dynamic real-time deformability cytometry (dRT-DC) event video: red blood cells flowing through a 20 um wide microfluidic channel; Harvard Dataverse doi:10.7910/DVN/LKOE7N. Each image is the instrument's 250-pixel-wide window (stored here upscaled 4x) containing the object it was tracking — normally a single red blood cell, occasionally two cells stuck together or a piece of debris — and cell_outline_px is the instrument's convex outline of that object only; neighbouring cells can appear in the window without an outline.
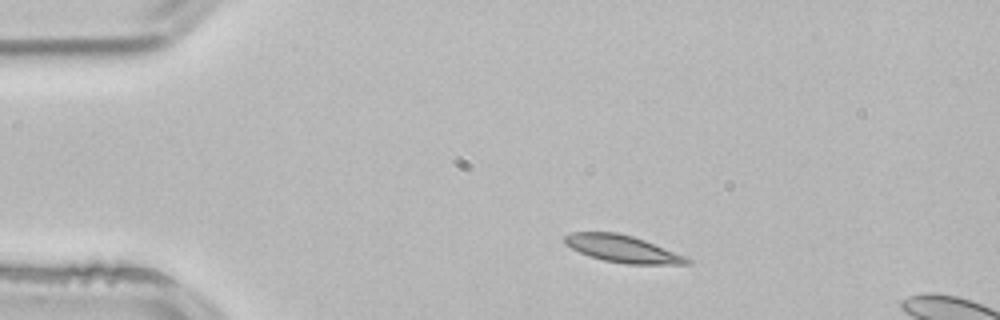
{"species": "common noctule bat (a hibernating species)", "species_latin": "Nyctalus noctula", "temperature_condition": "room temperature", "stored_images_in_passage": 2, "camera_frame_rate_fps": 3000, "um_per_image_px": 0.085, "animal": {"sex": "male", "body_mass_g": 21.5, "forearm_length_mm": 52.0}, "frame": {"image": 1, "passage_image": 1, "time_ms": 0.0, "image_size_px": [1000, 320], "cell_outline_px": [[692, 264], [628, 264], [604, 260], [588, 256], [564, 244], [564, 236], [572, 232], [616, 232], [632, 236], [644, 240], [684, 256], [692, 260]], "centroid_in_image_um": [52.88, 21.15], "position_along_channel_um": 32.1, "area_um2": 19.13}}